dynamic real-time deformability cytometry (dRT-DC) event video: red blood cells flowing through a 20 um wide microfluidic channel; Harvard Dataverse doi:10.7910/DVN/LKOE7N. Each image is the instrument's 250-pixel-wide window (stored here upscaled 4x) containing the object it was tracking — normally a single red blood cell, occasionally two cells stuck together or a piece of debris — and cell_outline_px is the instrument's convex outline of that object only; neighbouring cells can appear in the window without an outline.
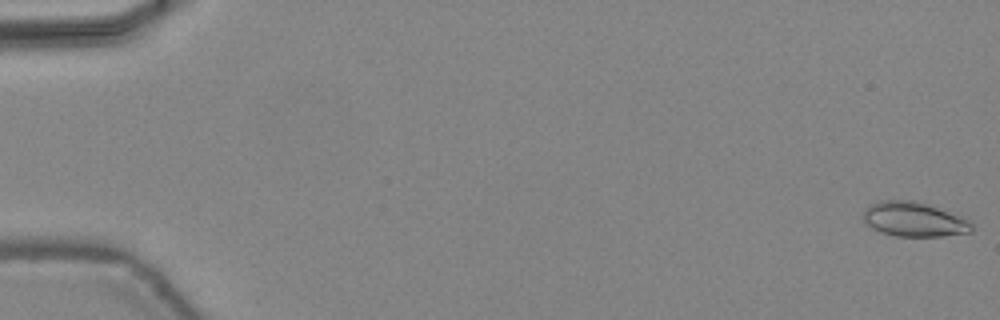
{"species": "common noctule bat (a hibernating species)", "species_latin": "Nyctalus noctula", "temperature_condition": "warm", "stored_images_in_passage": 47, "camera_frame_rate_fps": 3000, "um_per_image_px": 0.085, "animal": {"sex": "female", "body_mass_g": 24.6, "forearm_length_mm": 56.2}, "frame": {"image": 1, "passage_image": 1, "time_ms": 0.0, "image_size_px": [1000, 320], "cell_outline_px": [[972, 232], [944, 236], [896, 236], [880, 232], [872, 228], [864, 220], [864, 208], [880, 200], [912, 200], [928, 204], [960, 216], [968, 220], [972, 224]], "centroid_in_image_um": [77.69, 18.65], "position_along_channel_um": 7.3, "area_um2": 21.73}}
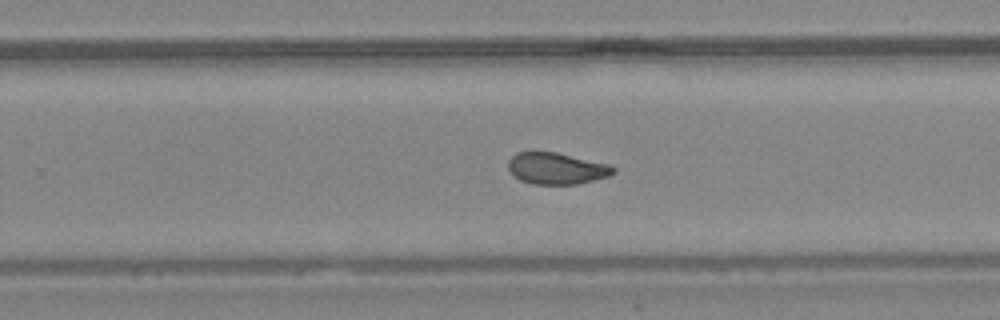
{"frame": {"image": 2, "passage_image": 31, "time_ms": 10.0, "image_size_px": [1000, 320], "cell_outline_px": [[616, 172], [612, 176], [576, 184], [532, 184], [520, 180], [508, 168], [508, 160], [516, 152], [556, 152], [608, 164], [616, 168]], "centroid_in_image_um": [47.34, 14.32], "position_along_channel_um": 282.5, "area_um2": 19.31}}
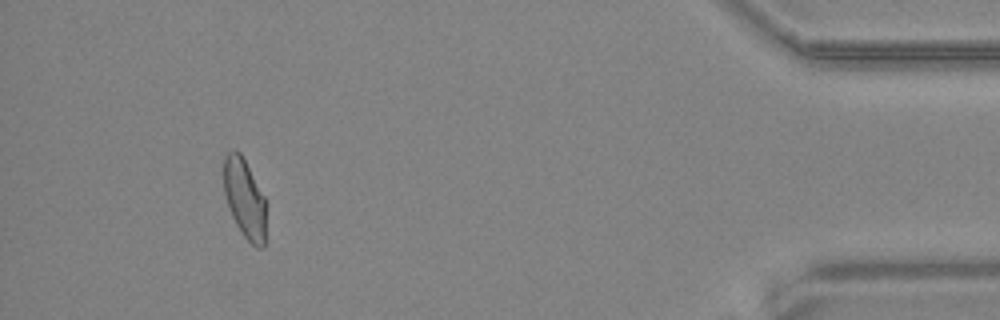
{"frame": {"image": 3, "passage_image": 44, "time_ms": 14.333, "image_size_px": [1000, 320], "cell_outline_px": [[268, 200], [264, 248], [256, 248], [244, 236], [236, 224], [228, 208], [224, 196], [224, 156], [228, 152], [240, 152]], "centroid_in_image_um": [20.84, 16.92], "position_along_channel_um": 414.4, "area_um2": 20.17}, "authors_computed_cell_mechanics": {"area_um2": 20.23, "velocity_mm_per_s": 4.4581, "shape_relaxation_time_tau1_ms": null, "shape_relaxation_time_tau2_ms": 1.2944, "deformation_change_tau1": null, "deformation_change_tau2": 0.0581}}